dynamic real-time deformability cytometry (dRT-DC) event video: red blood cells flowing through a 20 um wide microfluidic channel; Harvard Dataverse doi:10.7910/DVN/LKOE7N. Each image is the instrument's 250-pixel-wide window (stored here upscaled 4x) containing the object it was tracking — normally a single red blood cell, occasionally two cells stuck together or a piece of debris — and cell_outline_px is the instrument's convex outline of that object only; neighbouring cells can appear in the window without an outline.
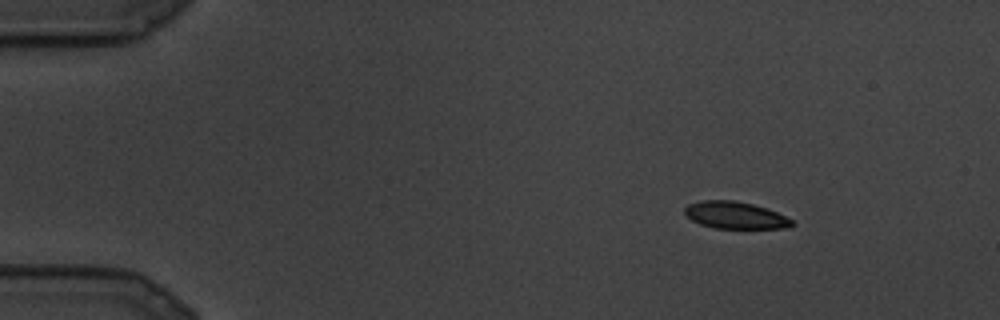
{"species": "common noctule bat (a hibernating species)", "species_latin": "Nyctalus noctula", "temperature_condition": "cold", "stored_images_in_passage": 7, "camera_frame_rate_fps": 3000, "um_per_image_px": 0.085, "animal": {"sex": "male", "body_mass_g": 19.5, "forearm_length_mm": 54.6}, "frame": {"image": 1, "passage_image": 1, "time_ms": 0.0, "image_size_px": [1000, 320], "cell_outline_px": [[796, 224], [784, 228], [712, 228], [700, 224], [692, 220], [684, 212], [684, 208], [688, 204], [704, 200], [736, 200], [752, 204], [776, 212], [792, 220]], "centroid_in_image_um": [62.47, 18.29], "position_along_channel_um": 22.5, "area_um2": 16.76}}
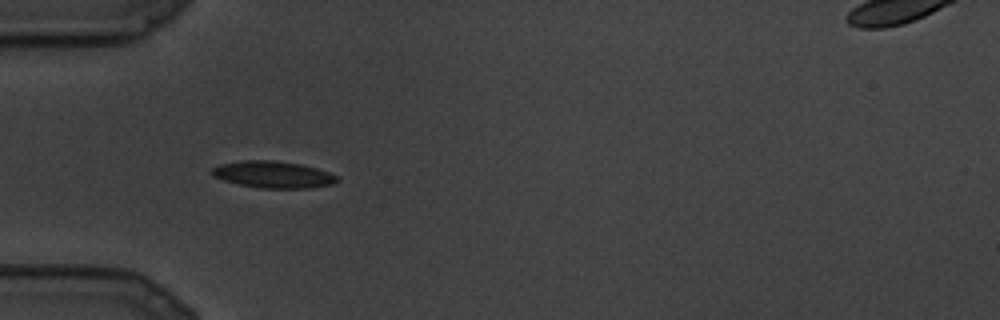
{"frame": {"image": 2, "passage_image": 6, "time_ms": 1.667, "image_size_px": [1000, 320], "cell_outline_px": [[340, 180], [332, 184], [308, 188], [260, 188], [240, 184], [224, 180], [212, 176], [208, 172], [212, 168], [220, 164], [240, 160], [276, 160], [300, 164], [316, 168], [328, 172], [336, 176]], "centroid_in_image_um": [23.17, 14.82], "position_along_channel_um": 61.8, "area_um2": 19.59}}
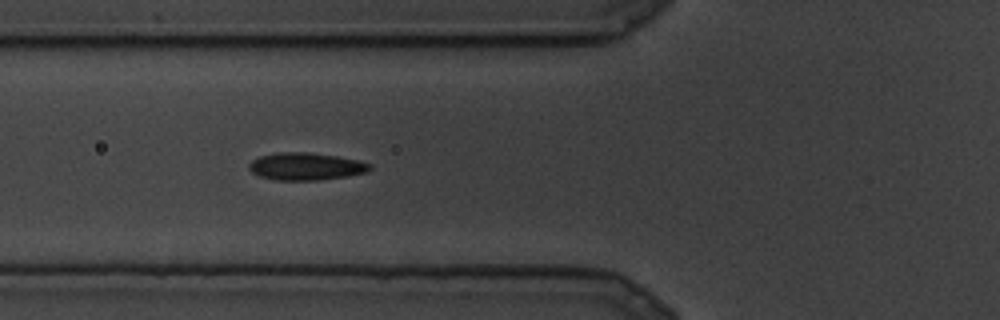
{"frame": {"image": 3, "passage_image": 7, "time_ms": 2.0, "image_size_px": [1000, 320], "cell_outline_px": [[372, 168], [368, 172], [348, 176], [320, 180], [276, 180], [260, 176], [252, 172], [248, 168], [248, 164], [252, 160], [260, 156], [276, 152], [308, 152], [336, 156], [356, 160], [372, 164]], "centroid_in_image_um": [26.0, 14.14], "position_along_channel_um": 99.8, "area_um2": 19.36}}